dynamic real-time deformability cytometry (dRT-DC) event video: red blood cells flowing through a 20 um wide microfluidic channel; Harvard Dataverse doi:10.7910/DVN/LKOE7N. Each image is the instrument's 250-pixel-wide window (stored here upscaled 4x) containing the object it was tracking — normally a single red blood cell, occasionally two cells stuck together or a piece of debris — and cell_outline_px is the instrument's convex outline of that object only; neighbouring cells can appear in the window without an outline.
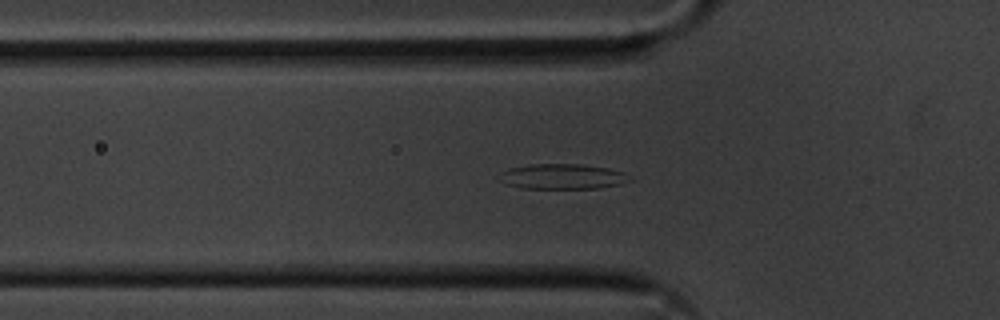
{"species": "common noctule bat (a hibernating species)", "species_latin": "Nyctalus noctula", "temperature_condition": "cold", "stored_images_in_passage": 46, "camera_frame_rate_fps": 3000, "um_per_image_px": 0.085, "animal": {"sex": "male", "body_mass_g": 20.1, "forearm_length_mm": 53.5}, "frame": {"image": 1, "passage_image": 8, "time_ms": 2.333, "image_size_px": [1000, 320], "cell_outline_px": [[632, 180], [620, 184], [600, 188], [520, 188], [508, 184], [500, 180], [500, 172], [508, 168], [532, 164], [584, 164], [608, 168], [624, 172]], "centroid_in_image_um": [47.82, 15.0], "position_along_channel_um": 78.0, "area_um2": 19.13}}
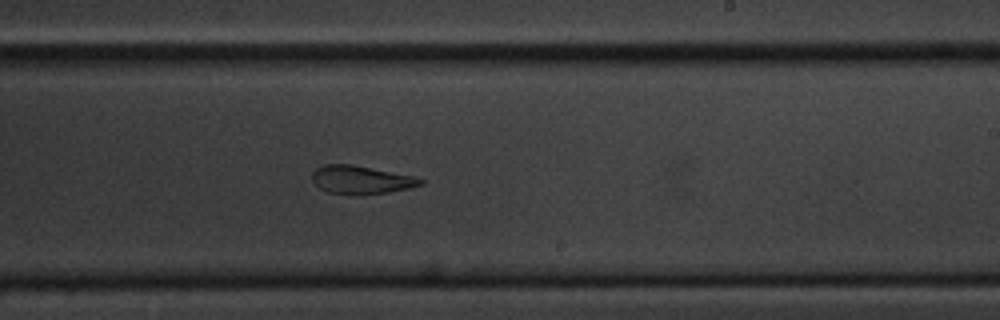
{"frame": {"image": 2, "passage_image": 23, "time_ms": 7.333, "image_size_px": [1000, 320], "cell_outline_px": [[424, 184], [408, 188], [388, 192], [328, 192], [320, 188], [312, 180], [312, 172], [316, 168], [324, 164], [352, 164], [416, 176], [424, 180]], "centroid_in_image_um": [30.71, 15.23], "position_along_channel_um": 258.3, "area_um2": 17.22}}
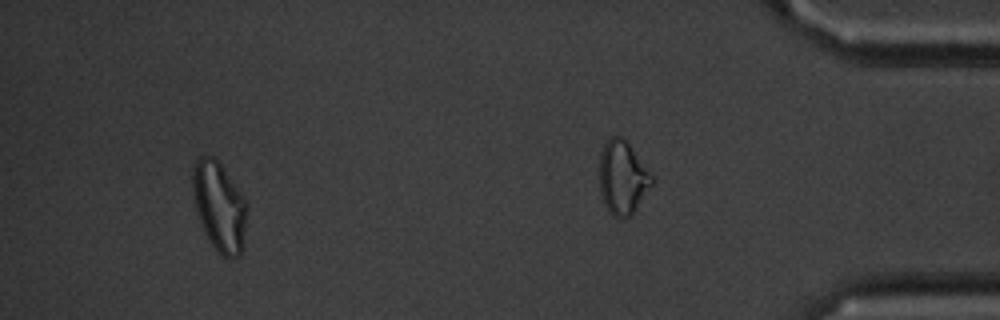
{"frame": {"image": 3, "passage_image": 42, "time_ms": 13.667, "image_size_px": [1000, 320], "cell_outline_px": [[244, 244], [240, 256], [228, 260], [220, 256], [216, 252], [208, 240], [204, 232], [196, 208], [192, 184], [192, 168], [196, 160], [200, 156], [212, 156], [220, 164], [240, 192], [244, 200]], "centroid_in_image_um": [18.6, 17.61], "position_along_channel_um": 416.6, "area_um2": 27.8}, "authors_computed_cell_mechanics": {"area_um2": 19.4786, "velocity_mm_per_s": 3.5889, "shape_relaxation_time_tau1_ms": 6.4764, "shape_relaxation_time_tau2_ms": 3.5694, "deformation_change_tau1": 0.1697, "deformation_change_tau2": 0.1162}}